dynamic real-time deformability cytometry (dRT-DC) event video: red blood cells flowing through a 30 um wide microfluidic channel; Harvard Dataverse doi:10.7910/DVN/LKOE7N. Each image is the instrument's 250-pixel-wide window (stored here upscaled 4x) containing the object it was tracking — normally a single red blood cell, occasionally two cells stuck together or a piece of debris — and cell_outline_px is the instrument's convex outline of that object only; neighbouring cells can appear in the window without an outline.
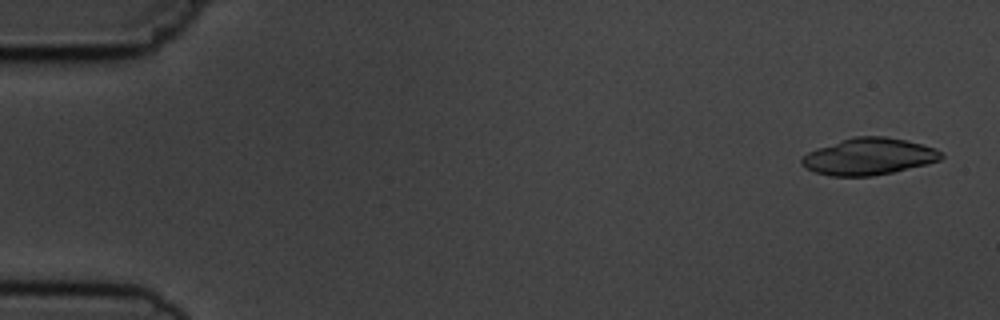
{"species": "common noctule bat (a hibernating species)", "species_latin": "Nyctalus noctula", "temperature_condition": "cold", "stored_images_in_passage": 6, "camera_frame_rate_fps": 3000, "um_per_image_px": 0.085, "animal": {"sex": "male", "body_mass_g": 19.5, "forearm_length_mm": 54.6}, "frame": {"image": 1, "passage_image": 1, "time_ms": 0.0, "image_size_px": [1000, 320], "cell_outline_px": [[944, 156], [940, 160], [928, 164], [892, 172], [872, 176], [832, 176], [816, 172], [804, 168], [800, 164], [800, 160], [808, 152], [816, 148], [852, 136], [884, 136], [904, 140], [936, 148], [944, 152]], "centroid_in_image_um": [73.85, 13.3], "position_along_channel_um": 11.2, "area_um2": 30.0}}